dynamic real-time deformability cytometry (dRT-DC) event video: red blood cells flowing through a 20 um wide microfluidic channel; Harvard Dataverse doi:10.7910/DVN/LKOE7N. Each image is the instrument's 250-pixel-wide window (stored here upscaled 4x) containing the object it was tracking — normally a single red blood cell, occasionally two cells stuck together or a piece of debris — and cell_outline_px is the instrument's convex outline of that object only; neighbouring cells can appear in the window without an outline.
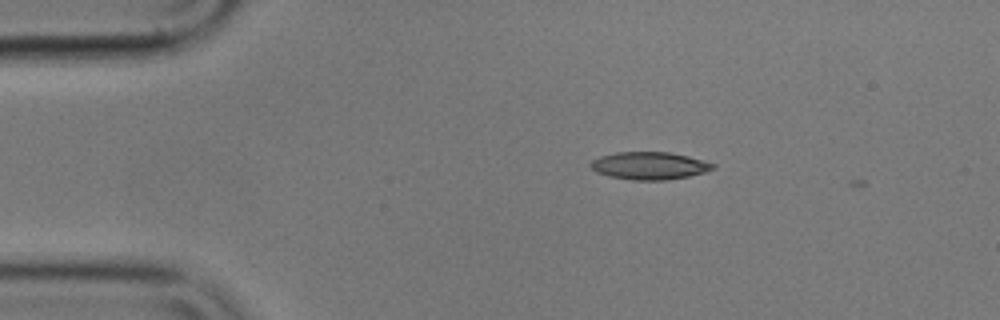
{"species": "common noctule bat (a hibernating species)", "species_latin": "Nyctalus noctula", "temperature_condition": "cold", "stored_images_in_passage": 4, "camera_frame_rate_fps": 3000, "um_per_image_px": 0.085, "animal": {"sex": "male", "body_mass_g": 17.9}, "frame": {"image": 1, "passage_image": 3, "time_ms": 0.667, "image_size_px": [1000, 320], "cell_outline_px": [[716, 168], [704, 172], [688, 176], [664, 180], [632, 180], [608, 176], [596, 172], [588, 164], [592, 160], [600, 156], [616, 152], [668, 152], [688, 156], [716, 164]], "centroid_in_image_um": [55.18, 14.08], "position_along_channel_um": 29.8, "area_um2": 19.65}}